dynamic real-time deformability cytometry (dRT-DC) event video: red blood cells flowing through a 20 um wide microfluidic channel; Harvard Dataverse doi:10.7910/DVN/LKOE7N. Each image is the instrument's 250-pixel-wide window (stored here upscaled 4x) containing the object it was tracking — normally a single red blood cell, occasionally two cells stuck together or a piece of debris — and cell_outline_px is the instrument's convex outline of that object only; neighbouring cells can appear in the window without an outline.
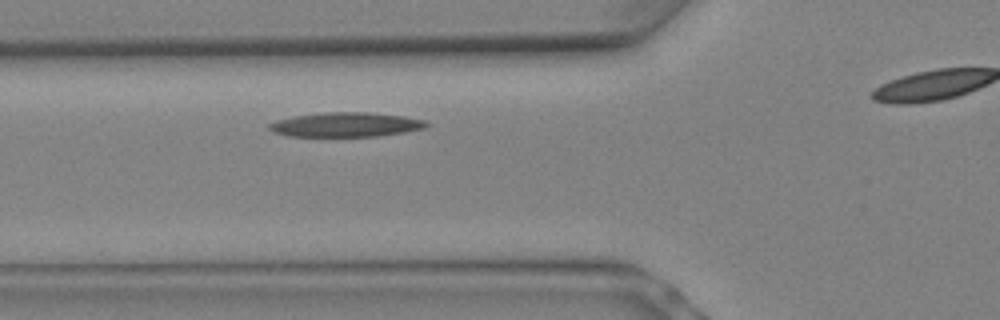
{"species": "Egyptian fruit bat (a non-hibernating species)", "species_latin": "Rousettus aegyptiacus", "temperature_condition": "warm", "stored_images_in_passage": 5, "segment_of_instrument_passage": [1, 2], "camera_frame_rate_fps": 3000, "um_per_image_px": 0.085, "animal": {"sex": "female"}, "frame": {"image": 1, "passage_image": 4, "time_ms": 1.0, "image_size_px": [1000, 320], "cell_outline_px": [[432, 124], [424, 128], [404, 132], [380, 136], [288, 136], [272, 132], [268, 128], [268, 124], [276, 120], [292, 116], [324, 112], [372, 112], [404, 116], [424, 120]], "centroid_in_image_um": [29.39, 10.59], "position_along_channel_um": 96.4, "area_um2": 22.6}}